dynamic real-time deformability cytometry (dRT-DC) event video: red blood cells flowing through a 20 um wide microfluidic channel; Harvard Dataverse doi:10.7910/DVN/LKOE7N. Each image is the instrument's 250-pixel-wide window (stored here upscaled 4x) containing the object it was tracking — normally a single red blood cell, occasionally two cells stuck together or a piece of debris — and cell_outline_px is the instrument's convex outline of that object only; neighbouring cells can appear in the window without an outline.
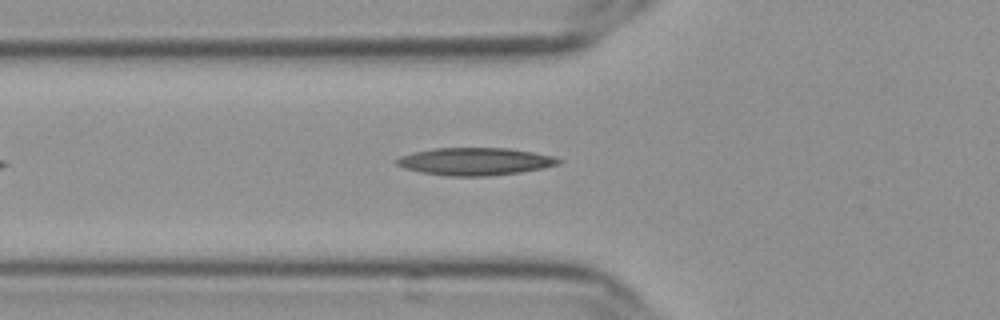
{"species": "Egyptian fruit bat (a non-hibernating species)", "species_latin": "Rousettus aegyptiacus", "temperature_condition": "cold", "stored_images_in_passage": 23, "camera_frame_rate_fps": 3000, "um_per_image_px": 0.085, "frame": {"image": 1, "passage_image": 2, "time_ms": 0.333, "image_size_px": [1000, 320], "cell_outline_px": [[564, 160], [556, 164], [540, 168], [520, 172], [488, 176], [448, 176], [420, 172], [404, 168], [396, 164], [396, 160], [400, 156], [412, 152], [436, 148], [508, 148], [532, 152], [552, 156]], "centroid_in_image_um": [40.33, 13.72], "position_along_channel_um": 85.5, "area_um2": 25.78}}
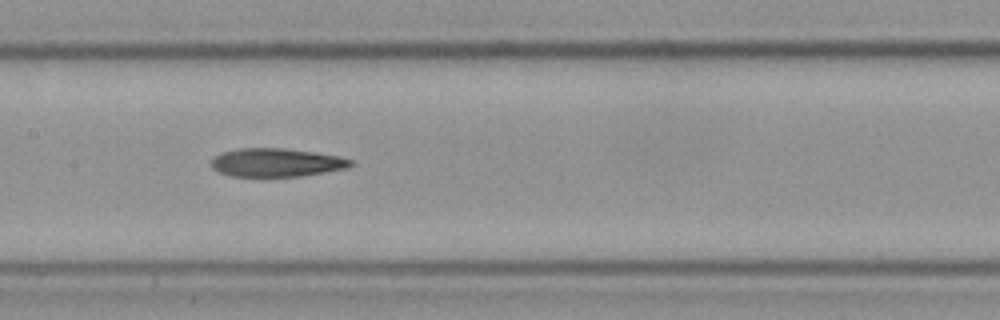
{"frame": {"image": 2, "passage_image": 10, "time_ms": 3.0, "image_size_px": [1000, 320], "cell_outline_px": [[356, 164], [348, 168], [300, 176], [232, 176], [220, 172], [212, 168], [212, 160], [220, 152], [236, 148], [284, 148], [340, 156], [352, 160]], "centroid_in_image_um": [23.52, 13.8], "position_along_channel_um": 183.9, "area_um2": 23.06}}
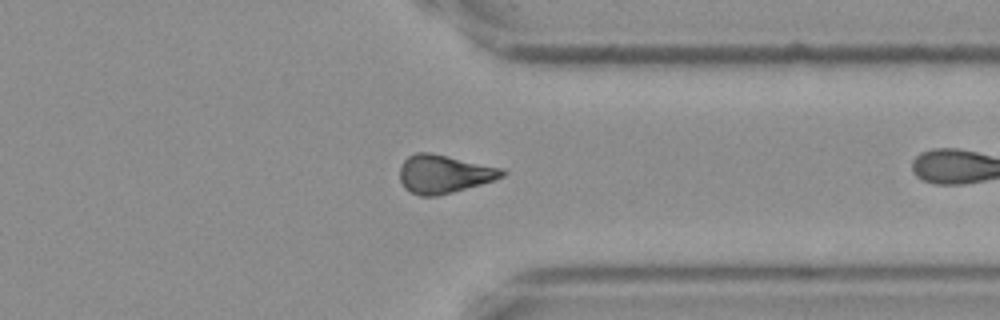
{"frame": {"image": 3, "passage_image": 22, "time_ms": 7.0, "image_size_px": [1000, 320], "cell_outline_px": [[508, 172], [504, 176], [480, 184], [452, 192], [436, 196], [420, 196], [404, 188], [400, 180], [400, 168], [404, 160], [408, 156], [416, 152], [432, 152], [504, 168]], "centroid_in_image_um": [37.75, 14.77], "position_along_channel_um": 373.7, "area_um2": 22.95}}